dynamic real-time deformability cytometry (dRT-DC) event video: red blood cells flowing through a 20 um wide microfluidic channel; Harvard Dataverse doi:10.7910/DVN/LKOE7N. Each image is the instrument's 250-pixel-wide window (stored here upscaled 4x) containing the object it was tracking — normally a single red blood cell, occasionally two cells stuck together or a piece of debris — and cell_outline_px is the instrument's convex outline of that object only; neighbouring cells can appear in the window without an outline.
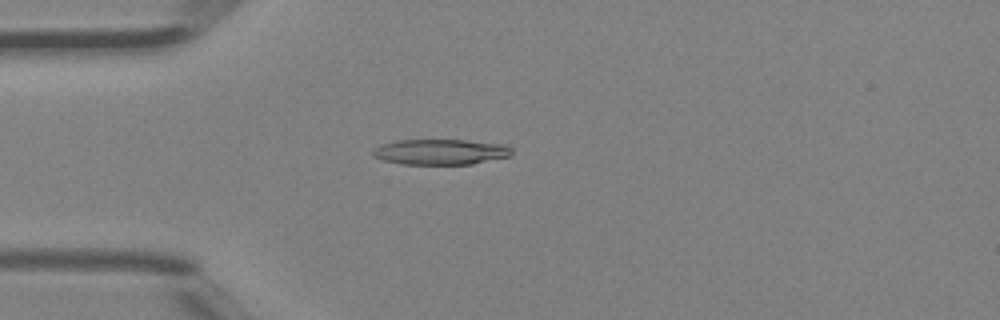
{"species": "Egyptian fruit bat (a non-hibernating species)", "species_latin": "Rousettus aegyptiacus", "temperature_condition": "room temperature", "stored_images_in_passage": 46, "camera_frame_rate_fps": 3000, "um_per_image_px": 0.085, "animal": {"sex": "female"}, "frame": {"image": 1, "passage_image": 13, "time_ms": 4.0, "image_size_px": [1000, 320], "cell_outline_px": [[512, 156], [472, 164], [400, 164], [384, 160], [372, 156], [372, 148], [380, 144], [396, 140], [464, 140], [504, 144], [512, 148]], "centroid_in_image_um": [37.43, 12.91], "position_along_channel_um": 47.6, "area_um2": 20.87}}
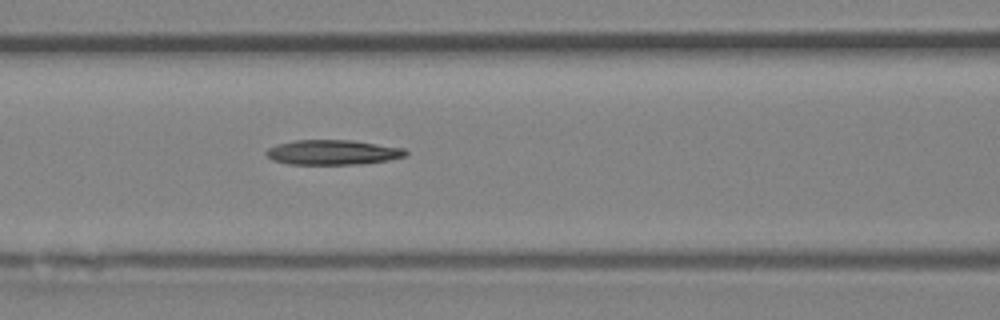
{"frame": {"image": 2, "passage_image": 20, "time_ms": 6.333, "image_size_px": [1000, 320], "cell_outline_px": [[408, 152], [404, 156], [388, 160], [360, 164], [288, 164], [272, 160], [264, 152], [268, 148], [276, 144], [292, 140], [352, 140], [404, 148]], "centroid_in_image_um": [28.24, 12.94], "position_along_channel_um": 138.4, "area_um2": 20.23}}
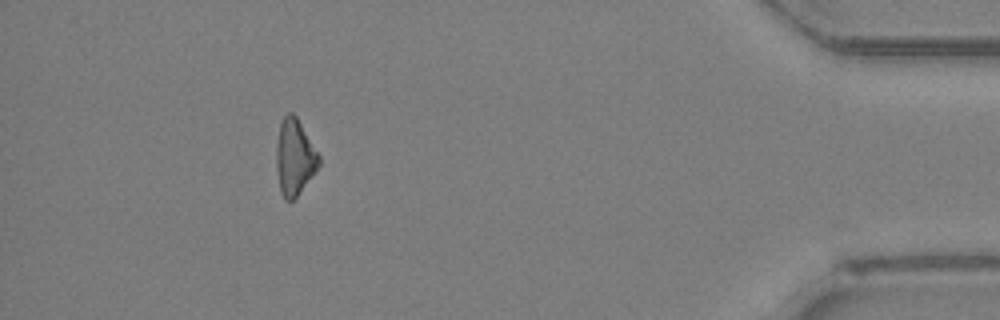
{"frame": {"image": 3, "passage_image": 42, "time_ms": 13.667, "image_size_px": [1000, 320], "cell_outline_px": [[320, 164], [296, 196], [292, 200], [284, 200], [280, 192], [276, 168], [276, 144], [280, 124], [284, 116], [288, 112], [292, 112], [296, 116], [320, 156]], "centroid_in_image_um": [25.01, 13.35], "position_along_channel_um": 410.2, "area_um2": 18.61}}